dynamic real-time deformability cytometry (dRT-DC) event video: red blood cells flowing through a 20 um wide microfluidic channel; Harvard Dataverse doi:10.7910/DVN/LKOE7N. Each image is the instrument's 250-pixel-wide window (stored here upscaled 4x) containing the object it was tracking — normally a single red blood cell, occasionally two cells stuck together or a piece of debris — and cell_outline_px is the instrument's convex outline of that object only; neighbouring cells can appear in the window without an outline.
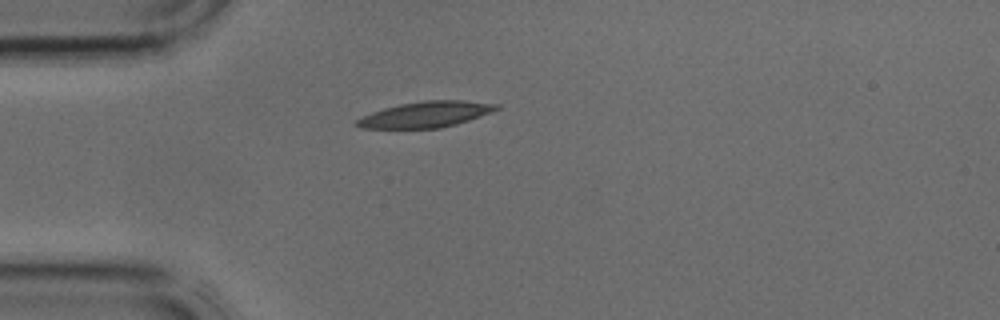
{"species": "common noctule bat (a hibernating species)", "species_latin": "Nyctalus noctula", "temperature_condition": "cold", "stored_images_in_passage": 1, "camera_frame_rate_fps": 3000, "um_per_image_px": 0.085, "animal": {"sex": "male", "body_mass_g": 17.9, "forearm_length_mm": 54.2}, "frame": {"image": 1, "passage_image": 1, "time_ms": 0.0, "image_size_px": [1000, 320], "cell_outline_px": [[500, 108], [492, 112], [456, 124], [440, 128], [360, 128], [352, 124], [356, 120], [372, 112], [384, 108], [400, 104], [424, 100], [464, 100], [500, 104]], "centroid_in_image_um": [36.2, 9.72], "position_along_channel_um": 48.8, "area_um2": 21.04}}